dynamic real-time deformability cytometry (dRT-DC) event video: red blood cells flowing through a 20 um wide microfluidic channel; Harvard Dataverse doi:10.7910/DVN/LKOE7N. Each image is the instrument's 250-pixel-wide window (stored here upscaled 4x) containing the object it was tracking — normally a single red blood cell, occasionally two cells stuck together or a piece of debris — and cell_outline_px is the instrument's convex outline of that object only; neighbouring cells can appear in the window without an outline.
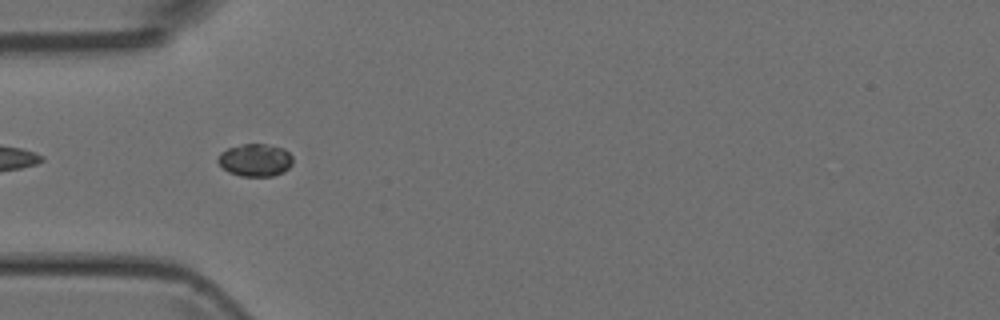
{"species": "Egyptian fruit bat (a non-hibernating species)", "species_latin": "Rousettus aegyptiacus", "temperature_condition": "room temperature", "stored_images_in_passage": 5, "camera_frame_rate_fps": 3000, "um_per_image_px": 0.085, "animal": {"sex": "female"}, "frame": {"image": 1, "passage_image": 2, "time_ms": 1.333, "image_size_px": [1000, 320], "cell_outline_px": [[292, 164], [284, 172], [272, 176], [240, 176], [228, 172], [216, 160], [220, 152], [228, 148], [244, 144], [264, 144], [284, 148], [292, 156]], "centroid_in_image_um": [21.69, 13.61], "position_along_channel_um": 63.3, "area_um2": 14.22}}
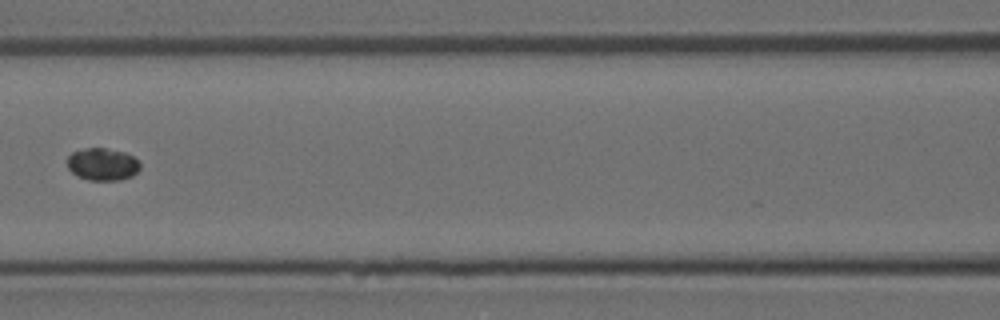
{"frame": {"image": 2, "passage_image": 4, "time_ms": 3.667, "image_size_px": [1000, 320], "cell_outline_px": [[140, 168], [132, 176], [120, 180], [88, 180], [76, 176], [68, 168], [68, 156], [72, 152], [84, 148], [104, 148], [124, 152], [140, 160]], "centroid_in_image_um": [8.72, 13.96], "position_along_channel_um": 157.9, "area_um2": 13.81}}
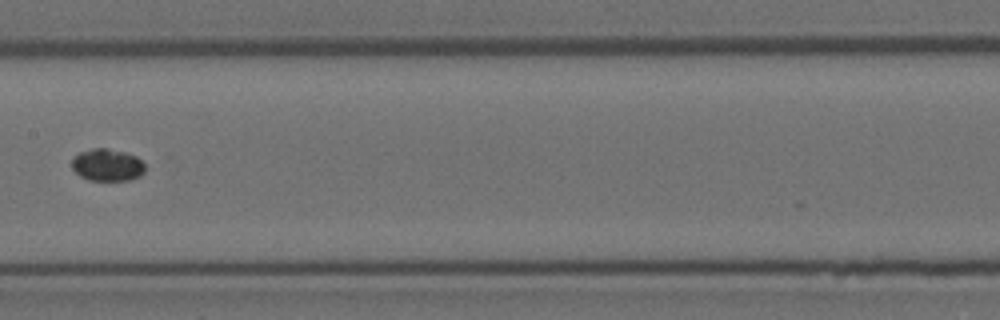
{"frame": {"image": 3, "passage_image": 5, "time_ms": 4.667, "image_size_px": [1000, 320], "cell_outline_px": [[144, 172], [140, 176], [128, 180], [88, 180], [80, 176], [72, 168], [72, 160], [80, 152], [92, 148], [108, 148], [124, 152], [136, 156], [144, 164]], "centroid_in_image_um": [9.12, 14.02], "position_along_channel_um": 198.3, "area_um2": 13.64}}